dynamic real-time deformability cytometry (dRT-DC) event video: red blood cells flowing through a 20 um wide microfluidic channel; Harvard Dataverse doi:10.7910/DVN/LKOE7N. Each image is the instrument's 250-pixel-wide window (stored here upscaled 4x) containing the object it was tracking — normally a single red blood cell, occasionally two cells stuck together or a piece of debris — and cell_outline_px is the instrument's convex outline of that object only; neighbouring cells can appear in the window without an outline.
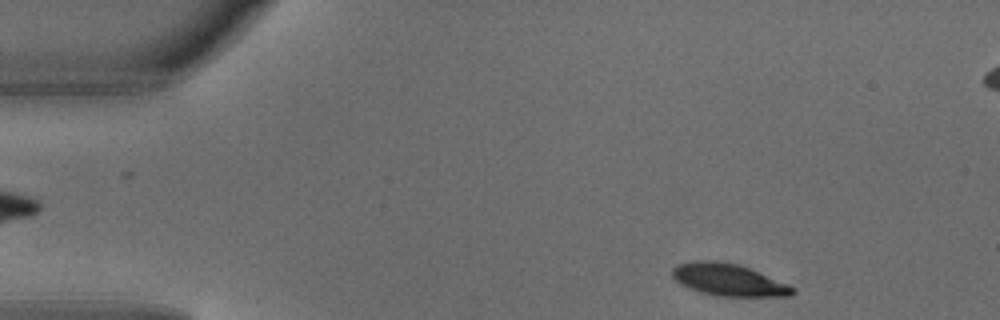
{"species": "common noctule bat (a hibernating species)", "species_latin": "Nyctalus noctula", "temperature_condition": "warm", "stored_images_in_passage": 3, "segment_of_instrument_passage": [2, 2], "camera_frame_rate_fps": 3000, "um_per_image_px": 0.085, "animal": {"sex": "male", "body_mass_g": 18.8}, "frame": {"image": 1, "passage_image": 3, "time_ms": 0.667, "image_size_px": [1000, 320], "cell_outline_px": [[796, 292], [792, 296], [720, 296], [700, 292], [688, 288], [680, 284], [672, 276], [672, 268], [680, 264], [696, 260], [708, 260], [736, 264], [748, 268], [788, 284], [796, 288]], "centroid_in_image_um": [61.93, 23.8], "position_along_channel_um": 23.1, "area_um2": 22.25}}